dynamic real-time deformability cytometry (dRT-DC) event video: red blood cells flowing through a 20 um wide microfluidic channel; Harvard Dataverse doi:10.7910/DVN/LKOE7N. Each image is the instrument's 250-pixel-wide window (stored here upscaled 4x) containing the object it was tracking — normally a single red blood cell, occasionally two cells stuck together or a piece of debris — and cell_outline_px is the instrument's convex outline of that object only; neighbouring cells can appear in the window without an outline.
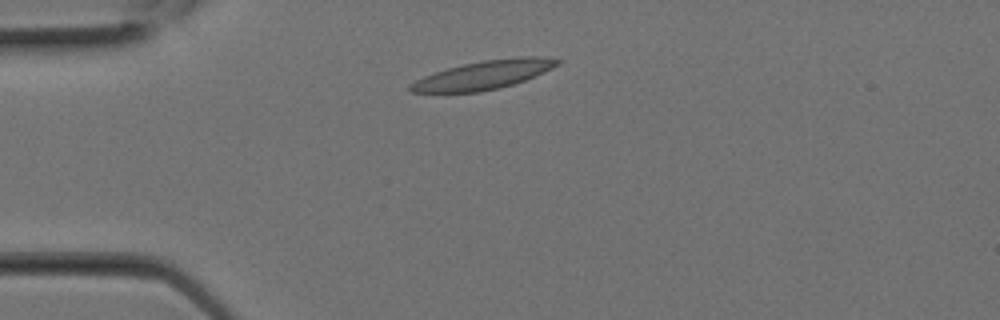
{"species": "Egyptian fruit bat (a non-hibernating species)", "species_latin": "Rousettus aegyptiacus", "temperature_condition": "room temperature", "stored_images_in_passage": 1, "camera_frame_rate_fps": 3000, "um_per_image_px": 0.085, "animal": {"sex": "female"}, "frame": {"image": 1, "passage_image": 1, "time_ms": 0.0, "image_size_px": [1000, 320], "cell_outline_px": [[564, 60], [560, 64], [544, 72], [524, 80], [512, 84], [480, 92], [412, 92], [408, 88], [408, 84], [424, 76], [448, 68], [464, 64], [484, 60], [520, 56], [536, 56]], "centroid_in_image_um": [41.13, 6.36], "position_along_channel_um": 43.9, "area_um2": 24.28}}